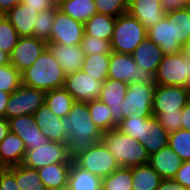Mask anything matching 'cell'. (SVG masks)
Here are the masks:
<instances>
[{
	"instance_id": "1",
	"label": "cell",
	"mask_w": 190,
	"mask_h": 190,
	"mask_svg": "<svg viewBox=\"0 0 190 190\" xmlns=\"http://www.w3.org/2000/svg\"><path fill=\"white\" fill-rule=\"evenodd\" d=\"M67 152L73 157L92 144L101 142L103 133L90 117L87 102H75L66 117Z\"/></svg>"
},
{
	"instance_id": "2",
	"label": "cell",
	"mask_w": 190,
	"mask_h": 190,
	"mask_svg": "<svg viewBox=\"0 0 190 190\" xmlns=\"http://www.w3.org/2000/svg\"><path fill=\"white\" fill-rule=\"evenodd\" d=\"M21 77L22 85L48 92L64 86L66 73L47 46Z\"/></svg>"
},
{
	"instance_id": "3",
	"label": "cell",
	"mask_w": 190,
	"mask_h": 190,
	"mask_svg": "<svg viewBox=\"0 0 190 190\" xmlns=\"http://www.w3.org/2000/svg\"><path fill=\"white\" fill-rule=\"evenodd\" d=\"M101 141L116 158L119 167L132 168L149 163V154L144 146L116 128L104 132Z\"/></svg>"
},
{
	"instance_id": "4",
	"label": "cell",
	"mask_w": 190,
	"mask_h": 190,
	"mask_svg": "<svg viewBox=\"0 0 190 190\" xmlns=\"http://www.w3.org/2000/svg\"><path fill=\"white\" fill-rule=\"evenodd\" d=\"M147 37V29L128 12L117 17L111 38L112 51L132 54Z\"/></svg>"
},
{
	"instance_id": "5",
	"label": "cell",
	"mask_w": 190,
	"mask_h": 190,
	"mask_svg": "<svg viewBox=\"0 0 190 190\" xmlns=\"http://www.w3.org/2000/svg\"><path fill=\"white\" fill-rule=\"evenodd\" d=\"M108 78L126 83H144L156 86L155 74L139 67L132 54H123L112 51L108 68Z\"/></svg>"
},
{
	"instance_id": "6",
	"label": "cell",
	"mask_w": 190,
	"mask_h": 190,
	"mask_svg": "<svg viewBox=\"0 0 190 190\" xmlns=\"http://www.w3.org/2000/svg\"><path fill=\"white\" fill-rule=\"evenodd\" d=\"M72 158L82 169H85L102 179L119 168L116 158L111 154L102 141L97 144H92L87 149L79 151Z\"/></svg>"
},
{
	"instance_id": "7",
	"label": "cell",
	"mask_w": 190,
	"mask_h": 190,
	"mask_svg": "<svg viewBox=\"0 0 190 190\" xmlns=\"http://www.w3.org/2000/svg\"><path fill=\"white\" fill-rule=\"evenodd\" d=\"M156 85L190 87V59L182 52L164 54L155 74Z\"/></svg>"
},
{
	"instance_id": "8",
	"label": "cell",
	"mask_w": 190,
	"mask_h": 190,
	"mask_svg": "<svg viewBox=\"0 0 190 190\" xmlns=\"http://www.w3.org/2000/svg\"><path fill=\"white\" fill-rule=\"evenodd\" d=\"M72 161L73 158L67 152L66 143L47 140L35 149L26 150L22 165L39 169L54 163H72Z\"/></svg>"
},
{
	"instance_id": "9",
	"label": "cell",
	"mask_w": 190,
	"mask_h": 190,
	"mask_svg": "<svg viewBox=\"0 0 190 190\" xmlns=\"http://www.w3.org/2000/svg\"><path fill=\"white\" fill-rule=\"evenodd\" d=\"M44 101V91L21 85L9 97L5 118L8 120L21 115H33Z\"/></svg>"
},
{
	"instance_id": "10",
	"label": "cell",
	"mask_w": 190,
	"mask_h": 190,
	"mask_svg": "<svg viewBox=\"0 0 190 190\" xmlns=\"http://www.w3.org/2000/svg\"><path fill=\"white\" fill-rule=\"evenodd\" d=\"M156 86H148L140 82L137 84L128 83L123 104V118L130 113L138 114L140 117H151L153 95Z\"/></svg>"
},
{
	"instance_id": "11",
	"label": "cell",
	"mask_w": 190,
	"mask_h": 190,
	"mask_svg": "<svg viewBox=\"0 0 190 190\" xmlns=\"http://www.w3.org/2000/svg\"><path fill=\"white\" fill-rule=\"evenodd\" d=\"M102 83L80 70L67 74L63 87L75 102H88L99 98Z\"/></svg>"
},
{
	"instance_id": "12",
	"label": "cell",
	"mask_w": 190,
	"mask_h": 190,
	"mask_svg": "<svg viewBox=\"0 0 190 190\" xmlns=\"http://www.w3.org/2000/svg\"><path fill=\"white\" fill-rule=\"evenodd\" d=\"M188 103V88L156 85L153 95L152 114L181 111Z\"/></svg>"
},
{
	"instance_id": "13",
	"label": "cell",
	"mask_w": 190,
	"mask_h": 190,
	"mask_svg": "<svg viewBox=\"0 0 190 190\" xmlns=\"http://www.w3.org/2000/svg\"><path fill=\"white\" fill-rule=\"evenodd\" d=\"M84 34L83 22L73 19L57 8L49 42L63 45H79Z\"/></svg>"
},
{
	"instance_id": "14",
	"label": "cell",
	"mask_w": 190,
	"mask_h": 190,
	"mask_svg": "<svg viewBox=\"0 0 190 190\" xmlns=\"http://www.w3.org/2000/svg\"><path fill=\"white\" fill-rule=\"evenodd\" d=\"M47 47V42L33 36L20 37L11 51L10 64L20 73L31 67Z\"/></svg>"
},
{
	"instance_id": "15",
	"label": "cell",
	"mask_w": 190,
	"mask_h": 190,
	"mask_svg": "<svg viewBox=\"0 0 190 190\" xmlns=\"http://www.w3.org/2000/svg\"><path fill=\"white\" fill-rule=\"evenodd\" d=\"M35 123L41 128L42 133L49 141L66 143L67 128L66 117L60 118L44 104L33 114Z\"/></svg>"
},
{
	"instance_id": "16",
	"label": "cell",
	"mask_w": 190,
	"mask_h": 190,
	"mask_svg": "<svg viewBox=\"0 0 190 190\" xmlns=\"http://www.w3.org/2000/svg\"><path fill=\"white\" fill-rule=\"evenodd\" d=\"M8 121L10 131L23 140L26 150L35 149L36 146L47 141L41 128L35 123L33 115H21L8 119Z\"/></svg>"
},
{
	"instance_id": "17",
	"label": "cell",
	"mask_w": 190,
	"mask_h": 190,
	"mask_svg": "<svg viewBox=\"0 0 190 190\" xmlns=\"http://www.w3.org/2000/svg\"><path fill=\"white\" fill-rule=\"evenodd\" d=\"M128 83L107 78L102 83L99 100L108 105L113 119L119 123L123 119V104Z\"/></svg>"
},
{
	"instance_id": "18",
	"label": "cell",
	"mask_w": 190,
	"mask_h": 190,
	"mask_svg": "<svg viewBox=\"0 0 190 190\" xmlns=\"http://www.w3.org/2000/svg\"><path fill=\"white\" fill-rule=\"evenodd\" d=\"M47 46L66 75L81 70L85 59V53L81 49L80 44L63 45L60 43L48 42Z\"/></svg>"
},
{
	"instance_id": "19",
	"label": "cell",
	"mask_w": 190,
	"mask_h": 190,
	"mask_svg": "<svg viewBox=\"0 0 190 190\" xmlns=\"http://www.w3.org/2000/svg\"><path fill=\"white\" fill-rule=\"evenodd\" d=\"M147 37L160 46L164 54H177L182 51V45L174 38L173 21L167 15L147 30Z\"/></svg>"
},
{
	"instance_id": "20",
	"label": "cell",
	"mask_w": 190,
	"mask_h": 190,
	"mask_svg": "<svg viewBox=\"0 0 190 190\" xmlns=\"http://www.w3.org/2000/svg\"><path fill=\"white\" fill-rule=\"evenodd\" d=\"M128 13L138 19L147 30L166 15L159 0H128Z\"/></svg>"
},
{
	"instance_id": "21",
	"label": "cell",
	"mask_w": 190,
	"mask_h": 190,
	"mask_svg": "<svg viewBox=\"0 0 190 190\" xmlns=\"http://www.w3.org/2000/svg\"><path fill=\"white\" fill-rule=\"evenodd\" d=\"M169 133L160 125L155 116L143 121L142 138L139 141L149 156L168 146Z\"/></svg>"
},
{
	"instance_id": "22",
	"label": "cell",
	"mask_w": 190,
	"mask_h": 190,
	"mask_svg": "<svg viewBox=\"0 0 190 190\" xmlns=\"http://www.w3.org/2000/svg\"><path fill=\"white\" fill-rule=\"evenodd\" d=\"M133 59L140 68L150 73L156 74L159 64L161 63L164 53L151 39L146 37L132 53Z\"/></svg>"
},
{
	"instance_id": "23",
	"label": "cell",
	"mask_w": 190,
	"mask_h": 190,
	"mask_svg": "<svg viewBox=\"0 0 190 190\" xmlns=\"http://www.w3.org/2000/svg\"><path fill=\"white\" fill-rule=\"evenodd\" d=\"M182 162L181 158L169 146L149 156V165L162 179H173Z\"/></svg>"
},
{
	"instance_id": "24",
	"label": "cell",
	"mask_w": 190,
	"mask_h": 190,
	"mask_svg": "<svg viewBox=\"0 0 190 190\" xmlns=\"http://www.w3.org/2000/svg\"><path fill=\"white\" fill-rule=\"evenodd\" d=\"M38 12L35 9L19 3L11 9L5 17L15 27L20 37L33 36L34 25L37 22Z\"/></svg>"
},
{
	"instance_id": "25",
	"label": "cell",
	"mask_w": 190,
	"mask_h": 190,
	"mask_svg": "<svg viewBox=\"0 0 190 190\" xmlns=\"http://www.w3.org/2000/svg\"><path fill=\"white\" fill-rule=\"evenodd\" d=\"M25 152L23 140L11 131L0 142V159L5 168L22 164Z\"/></svg>"
},
{
	"instance_id": "26",
	"label": "cell",
	"mask_w": 190,
	"mask_h": 190,
	"mask_svg": "<svg viewBox=\"0 0 190 190\" xmlns=\"http://www.w3.org/2000/svg\"><path fill=\"white\" fill-rule=\"evenodd\" d=\"M71 163H54L37 169L47 190H67Z\"/></svg>"
},
{
	"instance_id": "27",
	"label": "cell",
	"mask_w": 190,
	"mask_h": 190,
	"mask_svg": "<svg viewBox=\"0 0 190 190\" xmlns=\"http://www.w3.org/2000/svg\"><path fill=\"white\" fill-rule=\"evenodd\" d=\"M67 190H102V178L82 169L72 161Z\"/></svg>"
},
{
	"instance_id": "28",
	"label": "cell",
	"mask_w": 190,
	"mask_h": 190,
	"mask_svg": "<svg viewBox=\"0 0 190 190\" xmlns=\"http://www.w3.org/2000/svg\"><path fill=\"white\" fill-rule=\"evenodd\" d=\"M116 19L110 15L96 13L84 23V35L111 41Z\"/></svg>"
},
{
	"instance_id": "29",
	"label": "cell",
	"mask_w": 190,
	"mask_h": 190,
	"mask_svg": "<svg viewBox=\"0 0 190 190\" xmlns=\"http://www.w3.org/2000/svg\"><path fill=\"white\" fill-rule=\"evenodd\" d=\"M161 176L148 164L132 167V190H157Z\"/></svg>"
},
{
	"instance_id": "30",
	"label": "cell",
	"mask_w": 190,
	"mask_h": 190,
	"mask_svg": "<svg viewBox=\"0 0 190 190\" xmlns=\"http://www.w3.org/2000/svg\"><path fill=\"white\" fill-rule=\"evenodd\" d=\"M44 102L48 105L52 113L60 118L67 117L72 105L75 103L73 97L64 87L45 92Z\"/></svg>"
},
{
	"instance_id": "31",
	"label": "cell",
	"mask_w": 190,
	"mask_h": 190,
	"mask_svg": "<svg viewBox=\"0 0 190 190\" xmlns=\"http://www.w3.org/2000/svg\"><path fill=\"white\" fill-rule=\"evenodd\" d=\"M87 107L91 119L102 133L108 132L117 127L118 123L113 119L108 105L104 104L99 99H96L88 101Z\"/></svg>"
},
{
	"instance_id": "32",
	"label": "cell",
	"mask_w": 190,
	"mask_h": 190,
	"mask_svg": "<svg viewBox=\"0 0 190 190\" xmlns=\"http://www.w3.org/2000/svg\"><path fill=\"white\" fill-rule=\"evenodd\" d=\"M8 169L15 175L20 190H47L37 169H32L22 164L8 167Z\"/></svg>"
},
{
	"instance_id": "33",
	"label": "cell",
	"mask_w": 190,
	"mask_h": 190,
	"mask_svg": "<svg viewBox=\"0 0 190 190\" xmlns=\"http://www.w3.org/2000/svg\"><path fill=\"white\" fill-rule=\"evenodd\" d=\"M58 8L73 19L83 23L97 13L94 0H70Z\"/></svg>"
},
{
	"instance_id": "34",
	"label": "cell",
	"mask_w": 190,
	"mask_h": 190,
	"mask_svg": "<svg viewBox=\"0 0 190 190\" xmlns=\"http://www.w3.org/2000/svg\"><path fill=\"white\" fill-rule=\"evenodd\" d=\"M110 54L85 55L81 70L96 80L104 82L108 78Z\"/></svg>"
},
{
	"instance_id": "35",
	"label": "cell",
	"mask_w": 190,
	"mask_h": 190,
	"mask_svg": "<svg viewBox=\"0 0 190 190\" xmlns=\"http://www.w3.org/2000/svg\"><path fill=\"white\" fill-rule=\"evenodd\" d=\"M167 17L173 21L174 38L183 46L190 39V9L167 12Z\"/></svg>"
},
{
	"instance_id": "36",
	"label": "cell",
	"mask_w": 190,
	"mask_h": 190,
	"mask_svg": "<svg viewBox=\"0 0 190 190\" xmlns=\"http://www.w3.org/2000/svg\"><path fill=\"white\" fill-rule=\"evenodd\" d=\"M102 190H132V168L119 167L103 178Z\"/></svg>"
},
{
	"instance_id": "37",
	"label": "cell",
	"mask_w": 190,
	"mask_h": 190,
	"mask_svg": "<svg viewBox=\"0 0 190 190\" xmlns=\"http://www.w3.org/2000/svg\"><path fill=\"white\" fill-rule=\"evenodd\" d=\"M57 8L58 7L54 5L47 10L39 12L37 22L34 25L33 37L42 39L47 43L50 41Z\"/></svg>"
},
{
	"instance_id": "38",
	"label": "cell",
	"mask_w": 190,
	"mask_h": 190,
	"mask_svg": "<svg viewBox=\"0 0 190 190\" xmlns=\"http://www.w3.org/2000/svg\"><path fill=\"white\" fill-rule=\"evenodd\" d=\"M168 146L181 158L190 160V131L179 129L169 134Z\"/></svg>"
},
{
	"instance_id": "39",
	"label": "cell",
	"mask_w": 190,
	"mask_h": 190,
	"mask_svg": "<svg viewBox=\"0 0 190 190\" xmlns=\"http://www.w3.org/2000/svg\"><path fill=\"white\" fill-rule=\"evenodd\" d=\"M20 36L9 20L2 15L0 18V49L8 54L17 44Z\"/></svg>"
},
{
	"instance_id": "40",
	"label": "cell",
	"mask_w": 190,
	"mask_h": 190,
	"mask_svg": "<svg viewBox=\"0 0 190 190\" xmlns=\"http://www.w3.org/2000/svg\"><path fill=\"white\" fill-rule=\"evenodd\" d=\"M22 85L21 73L11 64L0 66V90L12 93Z\"/></svg>"
},
{
	"instance_id": "41",
	"label": "cell",
	"mask_w": 190,
	"mask_h": 190,
	"mask_svg": "<svg viewBox=\"0 0 190 190\" xmlns=\"http://www.w3.org/2000/svg\"><path fill=\"white\" fill-rule=\"evenodd\" d=\"M146 118L147 117H140L135 113H130L127 118H123L117 124L116 129H118L123 134L132 136L139 142L142 138L143 121H145Z\"/></svg>"
},
{
	"instance_id": "42",
	"label": "cell",
	"mask_w": 190,
	"mask_h": 190,
	"mask_svg": "<svg viewBox=\"0 0 190 190\" xmlns=\"http://www.w3.org/2000/svg\"><path fill=\"white\" fill-rule=\"evenodd\" d=\"M80 45L85 55L112 53L111 41L107 39H100L95 36L84 35Z\"/></svg>"
},
{
	"instance_id": "43",
	"label": "cell",
	"mask_w": 190,
	"mask_h": 190,
	"mask_svg": "<svg viewBox=\"0 0 190 190\" xmlns=\"http://www.w3.org/2000/svg\"><path fill=\"white\" fill-rule=\"evenodd\" d=\"M97 13L117 18L128 12V0H94Z\"/></svg>"
},
{
	"instance_id": "44",
	"label": "cell",
	"mask_w": 190,
	"mask_h": 190,
	"mask_svg": "<svg viewBox=\"0 0 190 190\" xmlns=\"http://www.w3.org/2000/svg\"><path fill=\"white\" fill-rule=\"evenodd\" d=\"M181 111L176 112H161L156 116V120L170 134L181 129Z\"/></svg>"
},
{
	"instance_id": "45",
	"label": "cell",
	"mask_w": 190,
	"mask_h": 190,
	"mask_svg": "<svg viewBox=\"0 0 190 190\" xmlns=\"http://www.w3.org/2000/svg\"><path fill=\"white\" fill-rule=\"evenodd\" d=\"M0 190H20L15 175L8 168L0 171Z\"/></svg>"
},
{
	"instance_id": "46",
	"label": "cell",
	"mask_w": 190,
	"mask_h": 190,
	"mask_svg": "<svg viewBox=\"0 0 190 190\" xmlns=\"http://www.w3.org/2000/svg\"><path fill=\"white\" fill-rule=\"evenodd\" d=\"M173 179L190 190V160L182 162L181 167Z\"/></svg>"
},
{
	"instance_id": "47",
	"label": "cell",
	"mask_w": 190,
	"mask_h": 190,
	"mask_svg": "<svg viewBox=\"0 0 190 190\" xmlns=\"http://www.w3.org/2000/svg\"><path fill=\"white\" fill-rule=\"evenodd\" d=\"M159 1L166 13L184 9L189 5L188 0H159Z\"/></svg>"
},
{
	"instance_id": "48",
	"label": "cell",
	"mask_w": 190,
	"mask_h": 190,
	"mask_svg": "<svg viewBox=\"0 0 190 190\" xmlns=\"http://www.w3.org/2000/svg\"><path fill=\"white\" fill-rule=\"evenodd\" d=\"M21 3L35 9L38 13L54 6L52 0H21Z\"/></svg>"
},
{
	"instance_id": "49",
	"label": "cell",
	"mask_w": 190,
	"mask_h": 190,
	"mask_svg": "<svg viewBox=\"0 0 190 190\" xmlns=\"http://www.w3.org/2000/svg\"><path fill=\"white\" fill-rule=\"evenodd\" d=\"M157 190H188L174 179H162Z\"/></svg>"
},
{
	"instance_id": "50",
	"label": "cell",
	"mask_w": 190,
	"mask_h": 190,
	"mask_svg": "<svg viewBox=\"0 0 190 190\" xmlns=\"http://www.w3.org/2000/svg\"><path fill=\"white\" fill-rule=\"evenodd\" d=\"M181 129L190 131V102L182 108L181 110Z\"/></svg>"
},
{
	"instance_id": "51",
	"label": "cell",
	"mask_w": 190,
	"mask_h": 190,
	"mask_svg": "<svg viewBox=\"0 0 190 190\" xmlns=\"http://www.w3.org/2000/svg\"><path fill=\"white\" fill-rule=\"evenodd\" d=\"M21 0H0V13L6 15L11 9L18 5Z\"/></svg>"
},
{
	"instance_id": "52",
	"label": "cell",
	"mask_w": 190,
	"mask_h": 190,
	"mask_svg": "<svg viewBox=\"0 0 190 190\" xmlns=\"http://www.w3.org/2000/svg\"><path fill=\"white\" fill-rule=\"evenodd\" d=\"M11 93L0 90V118H5L6 106Z\"/></svg>"
},
{
	"instance_id": "53",
	"label": "cell",
	"mask_w": 190,
	"mask_h": 190,
	"mask_svg": "<svg viewBox=\"0 0 190 190\" xmlns=\"http://www.w3.org/2000/svg\"><path fill=\"white\" fill-rule=\"evenodd\" d=\"M10 132L9 121L6 118H0V142Z\"/></svg>"
},
{
	"instance_id": "54",
	"label": "cell",
	"mask_w": 190,
	"mask_h": 190,
	"mask_svg": "<svg viewBox=\"0 0 190 190\" xmlns=\"http://www.w3.org/2000/svg\"><path fill=\"white\" fill-rule=\"evenodd\" d=\"M10 64V55L0 49V66Z\"/></svg>"
},
{
	"instance_id": "55",
	"label": "cell",
	"mask_w": 190,
	"mask_h": 190,
	"mask_svg": "<svg viewBox=\"0 0 190 190\" xmlns=\"http://www.w3.org/2000/svg\"><path fill=\"white\" fill-rule=\"evenodd\" d=\"M185 57L190 59V39L182 46L181 51Z\"/></svg>"
},
{
	"instance_id": "56",
	"label": "cell",
	"mask_w": 190,
	"mask_h": 190,
	"mask_svg": "<svg viewBox=\"0 0 190 190\" xmlns=\"http://www.w3.org/2000/svg\"><path fill=\"white\" fill-rule=\"evenodd\" d=\"M66 1H70V0H52L53 5H55L56 7H59L61 4H63Z\"/></svg>"
},
{
	"instance_id": "57",
	"label": "cell",
	"mask_w": 190,
	"mask_h": 190,
	"mask_svg": "<svg viewBox=\"0 0 190 190\" xmlns=\"http://www.w3.org/2000/svg\"><path fill=\"white\" fill-rule=\"evenodd\" d=\"M3 169H5V167L2 165L1 159H0V171L3 170Z\"/></svg>"
},
{
	"instance_id": "58",
	"label": "cell",
	"mask_w": 190,
	"mask_h": 190,
	"mask_svg": "<svg viewBox=\"0 0 190 190\" xmlns=\"http://www.w3.org/2000/svg\"><path fill=\"white\" fill-rule=\"evenodd\" d=\"M188 101L190 102V87L188 88Z\"/></svg>"
}]
</instances>
